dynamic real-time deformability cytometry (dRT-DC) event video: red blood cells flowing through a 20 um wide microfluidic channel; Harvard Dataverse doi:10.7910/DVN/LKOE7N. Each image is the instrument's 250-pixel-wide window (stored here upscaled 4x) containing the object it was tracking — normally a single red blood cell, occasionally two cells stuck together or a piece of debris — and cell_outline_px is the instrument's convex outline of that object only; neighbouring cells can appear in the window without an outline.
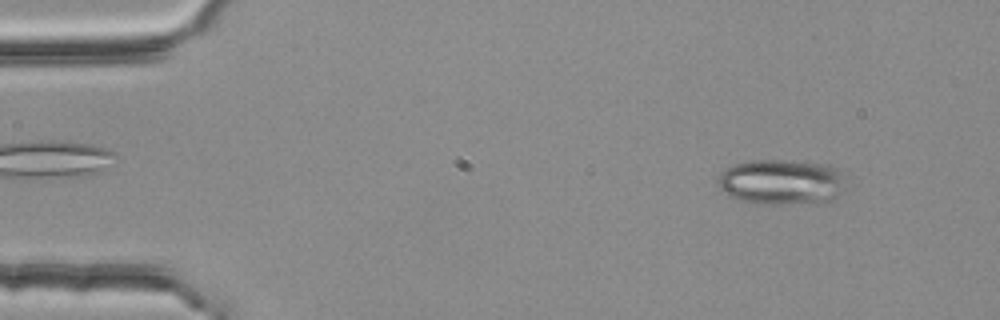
{"species": "common noctule bat (a hibernating species)", "species_latin": "Nyctalus noctula", "temperature_condition": "room temperature", "stored_images_in_passage": 6, "camera_frame_rate_fps": 3000, "um_per_image_px": 0.085, "animal": {"sex": "female", "body_mass_g": 25.1}, "frame": {"image": 1, "passage_image": 2, "time_ms": 0.333, "image_size_px": [1000, 320], "cell_outline_px": [[844, 176], [840, 192], [832, 200], [780, 204], [756, 204], [740, 200], [728, 196], [716, 184], [716, 180], [720, 172], [724, 168], [748, 160], [780, 160], [824, 164], [836, 168]], "centroid_in_image_um": [66.32, 15.46], "position_along_channel_um": 18.7, "area_um2": 33.64}}